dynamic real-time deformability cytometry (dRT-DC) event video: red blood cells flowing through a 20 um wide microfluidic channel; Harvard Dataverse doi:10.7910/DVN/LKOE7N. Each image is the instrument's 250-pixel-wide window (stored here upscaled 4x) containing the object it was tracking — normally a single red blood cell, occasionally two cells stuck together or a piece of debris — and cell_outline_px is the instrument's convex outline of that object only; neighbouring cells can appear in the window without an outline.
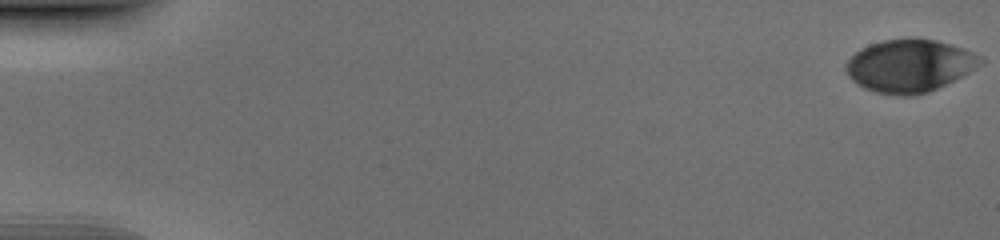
{"species": "human", "species_latin": "Homo sapiens", "temperature_condition": "cold", "stored_images_in_passage": 53, "camera_frame_rate_fps": 3000, "um_per_image_px": 0.085, "donor": {"sex": "male"}, "frame": {"image": 1, "passage_image": 1, "time_ms": 0.0, "image_size_px": [1000, 240], "cell_outline_px": [[984, 60], [976, 68], [928, 92], [908, 96], [900, 96], [876, 92], [864, 88], [852, 80], [848, 76], [844, 68], [844, 64], [860, 48], [868, 44], [884, 40], [908, 36], [916, 36], [936, 40], [964, 48], [984, 56]], "centroid_in_image_um": [77.3, 5.55], "position_along_channel_um": 7.7, "area_um2": 41.73}}
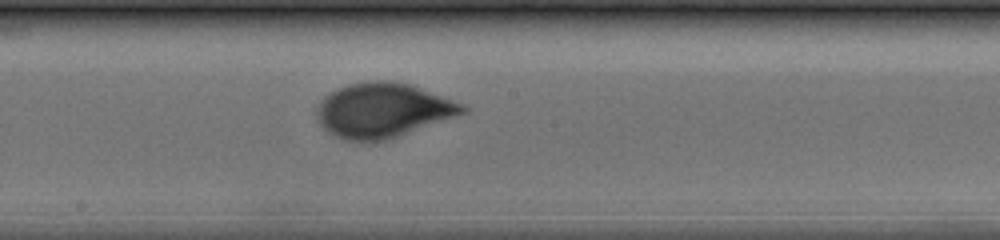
{"frame": {"image": 2, "passage_image": 30, "time_ms": 9.667, "image_size_px": [1000, 240], "cell_outline_px": [[468, 112], [384, 140], [344, 140], [328, 132], [320, 124], [316, 116], [316, 108], [320, 100], [324, 96], [348, 84], [368, 80], [388, 80], [408, 84], [464, 104], [468, 108]], "centroid_in_image_um": [32.51, 9.35], "position_along_channel_um": 215.7, "area_um2": 45.72}}
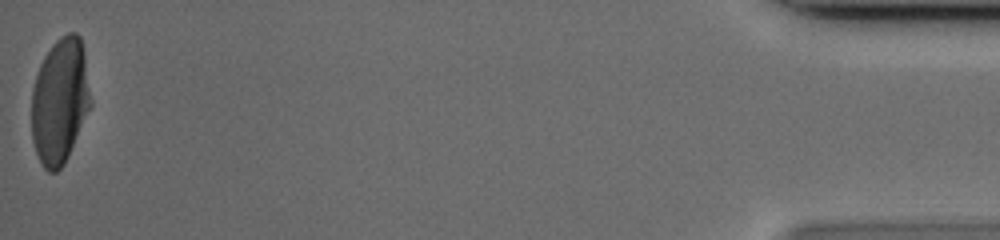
{"frame": {"image": 3, "passage_image": 53, "time_ms": 17.333, "image_size_px": [1000, 240], "cell_outline_px": [[92, 104], [68, 156], [64, 164], [56, 172], [48, 172], [44, 168], [36, 152], [32, 140], [32, 88], [40, 64], [44, 56], [52, 44], [60, 36], [68, 32], [76, 32], [80, 36], [84, 52], [92, 100]], "centroid_in_image_um": [5.1, 8.56], "position_along_channel_um": 430.1, "area_um2": 43.41}}